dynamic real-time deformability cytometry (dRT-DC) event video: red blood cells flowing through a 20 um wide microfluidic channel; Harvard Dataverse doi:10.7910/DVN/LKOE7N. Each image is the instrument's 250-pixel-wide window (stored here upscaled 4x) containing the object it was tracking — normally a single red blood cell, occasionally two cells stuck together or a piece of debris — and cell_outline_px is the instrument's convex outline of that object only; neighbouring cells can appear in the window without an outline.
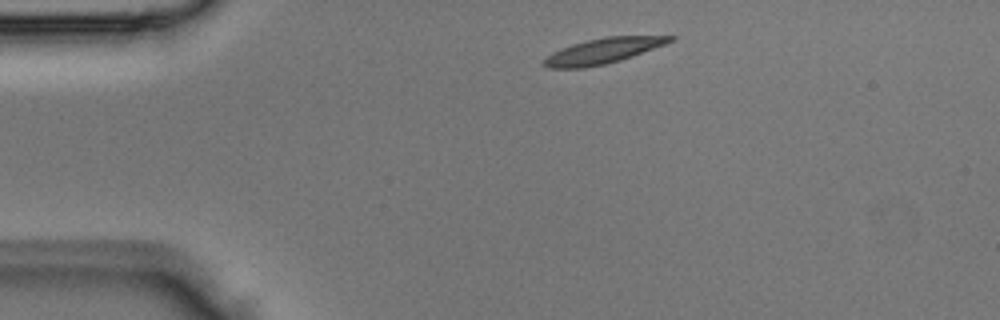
{"species": "Egyptian fruit bat (a non-hibernating species)", "species_latin": "Rousettus aegyptiacus", "temperature_condition": "room temperature", "stored_images_in_passage": 2, "camera_frame_rate_fps": 3000, "um_per_image_px": 0.085, "animal": {"sex": "male"}, "frame": {"image": 1, "passage_image": 1, "time_ms": 0.0, "image_size_px": [1000, 320], "cell_outline_px": [[676, 40], [632, 56], [620, 60], [604, 64], [584, 68], [548, 68], [544, 64], [544, 60], [552, 52], [572, 44], [588, 40], [608, 36], [676, 36]], "centroid_in_image_um": [51.28, 4.32], "position_along_channel_um": 33.7, "area_um2": 18.38}}